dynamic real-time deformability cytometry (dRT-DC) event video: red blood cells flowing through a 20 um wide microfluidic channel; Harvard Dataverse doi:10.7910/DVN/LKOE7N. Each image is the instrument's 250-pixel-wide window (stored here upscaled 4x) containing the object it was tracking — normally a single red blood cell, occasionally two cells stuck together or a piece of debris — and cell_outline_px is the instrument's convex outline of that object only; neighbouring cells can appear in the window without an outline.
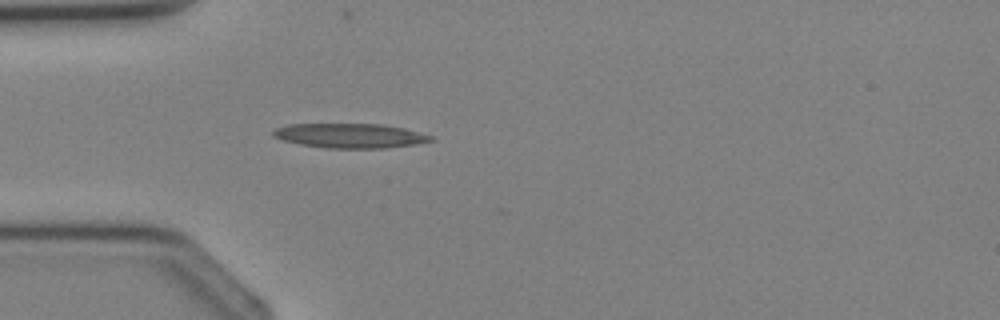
{"species": "Egyptian fruit bat (a non-hibernating species)", "species_latin": "Rousettus aegyptiacus", "temperature_condition": "cold", "stored_images_in_passage": 1, "camera_frame_rate_fps": 3000, "um_per_image_px": 0.085, "animal": {"sex": "female"}, "frame": {"image": 1, "passage_image": 1, "time_ms": 0.0, "image_size_px": [1000, 320], "cell_outline_px": [[436, 140], [388, 148], [324, 148], [300, 144], [284, 140], [272, 136], [272, 132], [276, 128], [288, 124], [384, 124], [404, 128], [432, 136]], "centroid_in_image_um": [29.74, 11.53], "position_along_channel_um": 55.3, "area_um2": 22.48}}